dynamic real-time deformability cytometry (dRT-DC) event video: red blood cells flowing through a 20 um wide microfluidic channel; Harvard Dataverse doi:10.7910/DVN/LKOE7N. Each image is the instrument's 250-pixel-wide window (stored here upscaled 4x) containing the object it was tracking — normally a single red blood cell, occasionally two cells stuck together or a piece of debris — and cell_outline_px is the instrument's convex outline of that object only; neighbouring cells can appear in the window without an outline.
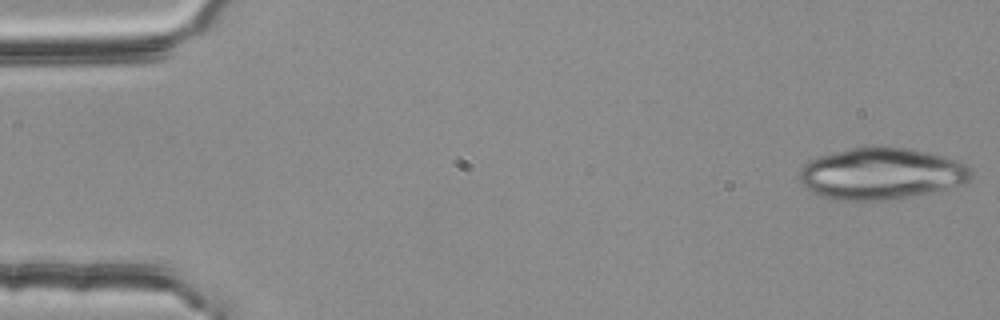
{"species": "common noctule bat (a hibernating species)", "species_latin": "Nyctalus noctula", "temperature_condition": "room temperature", "stored_images_in_passage": 19, "camera_frame_rate_fps": 3000, "um_per_image_px": 0.085, "animal": {"sex": "female", "body_mass_g": 25.1}, "frame": {"image": 1, "passage_image": 1, "time_ms": 0.0, "image_size_px": [1000, 320], "cell_outline_px": [[972, 176], [964, 184], [916, 196], [884, 200], [836, 200], [824, 196], [808, 188], [800, 180], [800, 172], [804, 164], [820, 156], [852, 148], [872, 144], [876, 144], [904, 148], [928, 152], [960, 160], [972, 168]], "centroid_in_image_um": [74.99, 14.74], "position_along_channel_um": 10.0, "area_um2": 51.85}}